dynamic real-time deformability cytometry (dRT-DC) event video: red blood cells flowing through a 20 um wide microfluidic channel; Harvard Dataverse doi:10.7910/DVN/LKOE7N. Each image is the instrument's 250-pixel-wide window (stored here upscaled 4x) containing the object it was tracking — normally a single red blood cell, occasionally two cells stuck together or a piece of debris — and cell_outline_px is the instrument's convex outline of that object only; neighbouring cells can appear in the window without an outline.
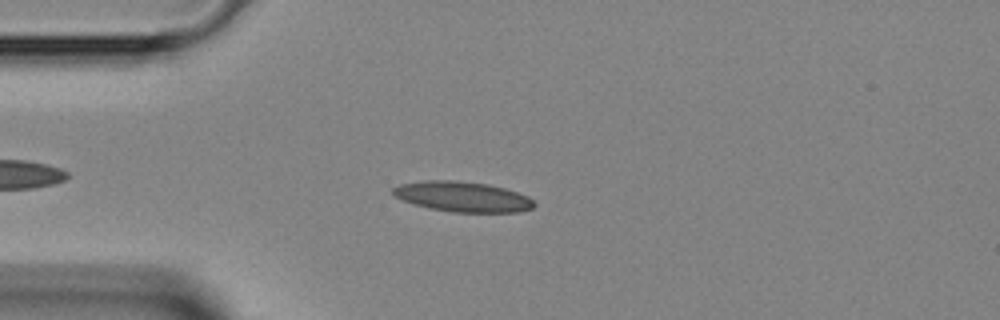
{"species": "Egyptian fruit bat (a non-hibernating species)", "species_latin": "Rousettus aegyptiacus", "temperature_condition": "room temperature", "stored_images_in_passage": 32, "camera_frame_rate_fps": 3000, "um_per_image_px": 0.085, "animal": {"sex": "female"}, "frame": {"image": 1, "passage_image": 1, "time_ms": 0.0, "image_size_px": [1000, 320], "cell_outline_px": [[536, 204], [532, 208], [520, 212], [452, 212], [428, 208], [404, 200], [396, 196], [392, 192], [392, 188], [400, 184], [424, 180], [456, 180], [488, 184], [504, 188], [528, 196]], "centroid_in_image_um": [39.33, 16.71], "position_along_channel_um": 45.7, "area_um2": 24.8}}
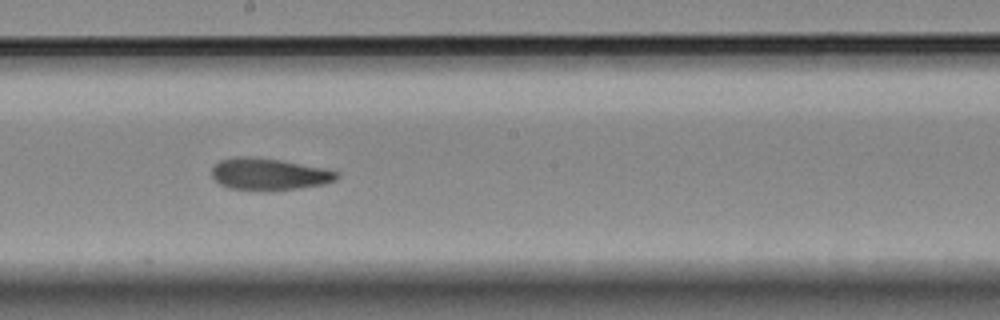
{"frame": {"image": 2, "passage_image": 14, "time_ms": 4.333, "image_size_px": [1000, 320], "cell_outline_px": [[340, 176], [336, 180], [324, 184], [296, 188], [232, 188], [220, 184], [212, 176], [212, 168], [220, 160], [236, 156], [248, 156], [280, 160], [328, 168], [340, 172]], "centroid_in_image_um": [22.93, 14.75], "position_along_channel_um": 225.3, "area_um2": 22.6}}
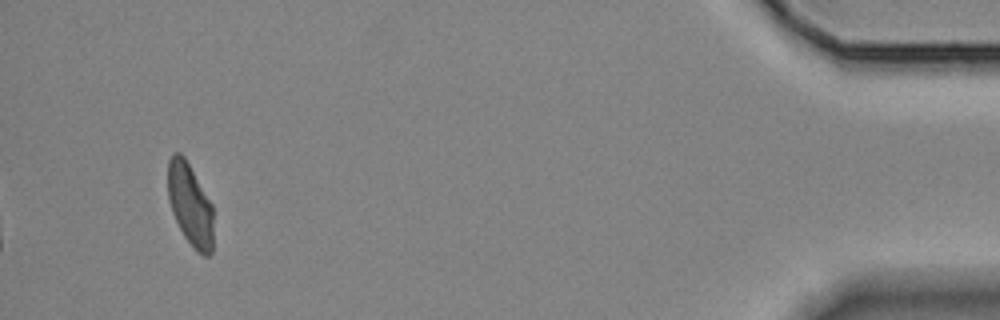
{"frame": {"image": 3, "passage_image": 32, "time_ms": 10.333, "image_size_px": [1000, 320], "cell_outline_px": [[212, 252], [208, 256], [204, 256], [196, 252], [184, 236], [172, 212], [168, 200], [168, 160], [172, 152], [180, 152], [184, 156], [212, 204]], "centroid_in_image_um": [16.14, 17.39], "position_along_channel_um": 419.1, "area_um2": 21.79}}